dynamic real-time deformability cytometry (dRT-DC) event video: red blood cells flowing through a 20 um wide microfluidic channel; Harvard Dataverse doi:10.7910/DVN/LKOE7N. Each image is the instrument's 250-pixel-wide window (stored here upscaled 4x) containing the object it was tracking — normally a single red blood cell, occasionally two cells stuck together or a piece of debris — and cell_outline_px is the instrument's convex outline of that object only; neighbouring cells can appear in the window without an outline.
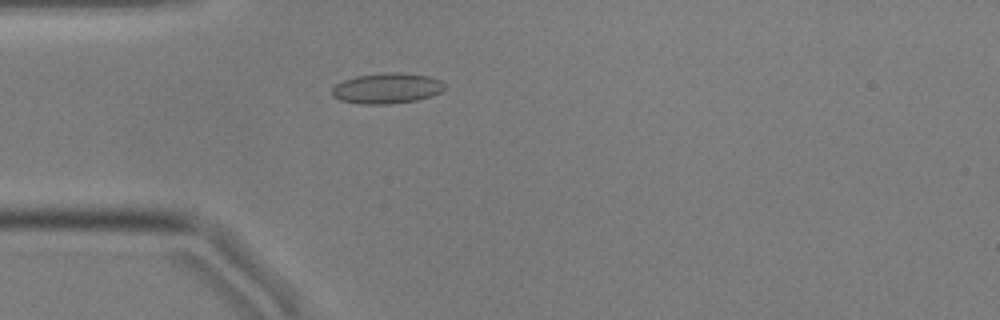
{"species": "common noctule bat (a hibernating species)", "species_latin": "Nyctalus noctula", "temperature_condition": "cold", "stored_images_in_passage": 55, "camera_frame_rate_fps": 3000, "um_per_image_px": 0.085, "animal": {"sex": "male", "body_mass_g": 17.9, "forearm_length_mm": 54.2}, "frame": {"image": 1, "passage_image": 15, "time_ms": 4.667, "image_size_px": [1000, 320], "cell_outline_px": [[444, 88], [440, 92], [432, 96], [416, 100], [388, 104], [364, 104], [340, 100], [332, 96], [332, 88], [336, 84], [344, 80], [356, 76], [388, 72], [400, 72], [432, 76], [440, 80], [444, 84]], "centroid_in_image_um": [32.9, 7.49], "position_along_channel_um": 52.1, "area_um2": 20.06}}
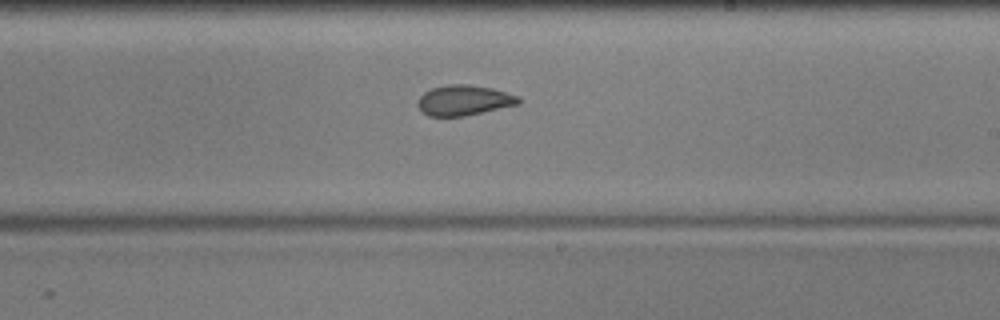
{"frame": {"image": 2, "passage_image": 32, "time_ms": 10.333, "image_size_px": [1000, 320], "cell_outline_px": [[520, 104], [464, 116], [428, 116], [420, 108], [420, 96], [424, 92], [432, 88], [452, 84], [468, 84], [492, 88], [520, 96]], "centroid_in_image_um": [39.49, 8.52], "position_along_channel_um": 249.5, "area_um2": 17.57}}
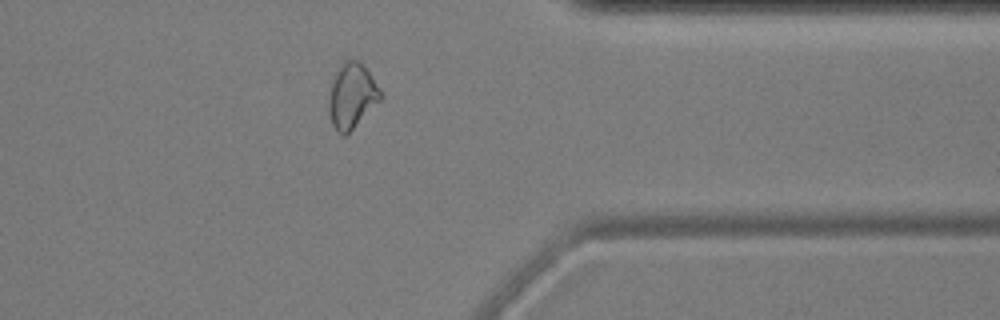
{"frame": {"image": 3, "passage_image": 44, "time_ms": 14.333, "image_size_px": [1000, 320], "cell_outline_px": [[380, 100], [344, 136], [336, 132], [332, 124], [328, 112], [328, 100], [332, 72], [348, 56], [356, 60], [368, 72], [380, 92]], "centroid_in_image_um": [29.81, 8.1], "position_along_channel_um": 381.6, "area_um2": 19.48}, "authors_computed_cell_mechanics": {"area_um2": 19.074, "velocity_mm_per_s": 3.5934, "shape_relaxation_time_tau1_ms": null, "shape_relaxation_time_tau2_ms": 2.1276, "deformation_change_tau1": null, "deformation_change_tau2": 0.0542}}